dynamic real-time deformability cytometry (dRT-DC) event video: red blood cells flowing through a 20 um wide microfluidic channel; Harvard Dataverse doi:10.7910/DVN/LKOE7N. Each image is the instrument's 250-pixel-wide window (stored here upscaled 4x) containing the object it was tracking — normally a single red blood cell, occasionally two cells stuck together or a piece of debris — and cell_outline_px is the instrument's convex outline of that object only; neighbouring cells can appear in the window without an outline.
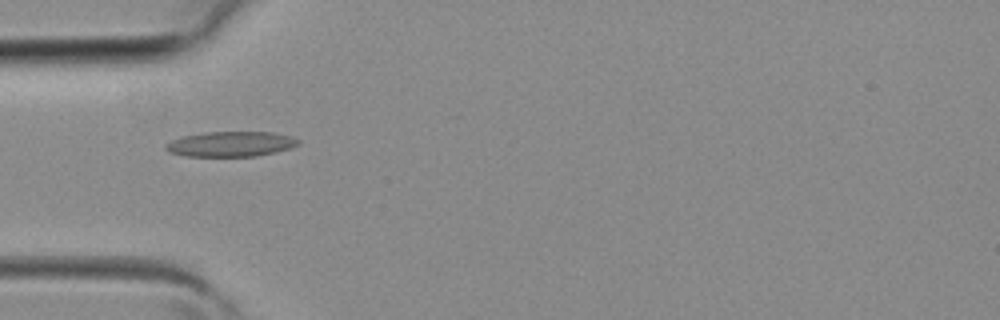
{"species": "common noctule bat (a hibernating species)", "species_latin": "Nyctalus noctula", "temperature_condition": "room temperature", "stored_images_in_passage": 2, "camera_frame_rate_fps": 3000, "um_per_image_px": 0.085, "animal": {"sex": "female", "body_mass_g": 19.3, "forearm_length_mm": 54.1}, "frame": {"image": 1, "passage_image": 2, "time_ms": 0.333, "image_size_px": [1000, 320], "cell_outline_px": [[300, 144], [276, 152], [256, 156], [188, 156], [168, 152], [164, 148], [164, 144], [180, 136], [204, 132], [272, 132], [292, 136], [300, 140]], "centroid_in_image_um": [19.59, 12.23], "position_along_channel_um": 65.4, "area_um2": 19.54}}